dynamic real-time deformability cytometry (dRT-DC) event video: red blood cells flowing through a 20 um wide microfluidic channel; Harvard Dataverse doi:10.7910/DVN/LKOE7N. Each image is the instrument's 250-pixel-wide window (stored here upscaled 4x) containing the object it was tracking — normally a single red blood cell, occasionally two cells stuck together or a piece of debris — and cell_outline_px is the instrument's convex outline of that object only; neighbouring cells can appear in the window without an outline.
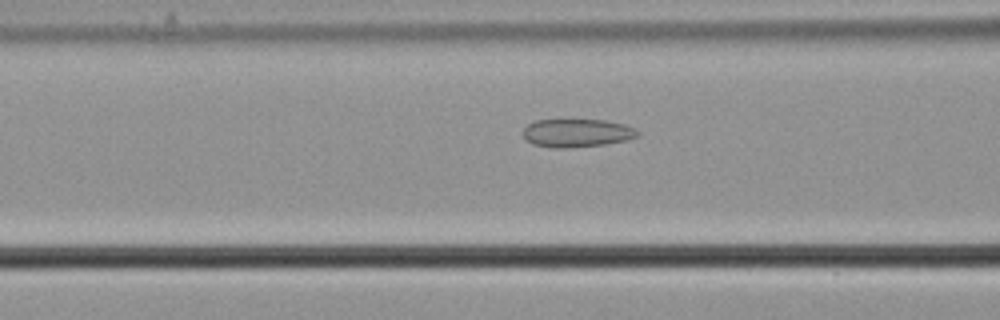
{"species": "common noctule bat (a hibernating species)", "species_latin": "Nyctalus noctula", "temperature_condition": "cold", "stored_images_in_passage": 33, "camera_frame_rate_fps": 3000, "um_per_image_px": 0.085, "animal": {"sex": "male", "body_mass_g": 21.5, "forearm_length_mm": 52.0}, "frame": {"image": 1, "passage_image": 9, "time_ms": 2.667, "image_size_px": [1000, 320], "cell_outline_px": [[640, 136], [628, 140], [604, 144], [564, 148], [552, 148], [532, 144], [524, 140], [524, 128], [528, 124], [536, 120], [608, 120], [624, 124], [636, 128], [640, 132]], "centroid_in_image_um": [49.07, 11.3], "position_along_channel_um": 117.5, "area_um2": 19.02}}
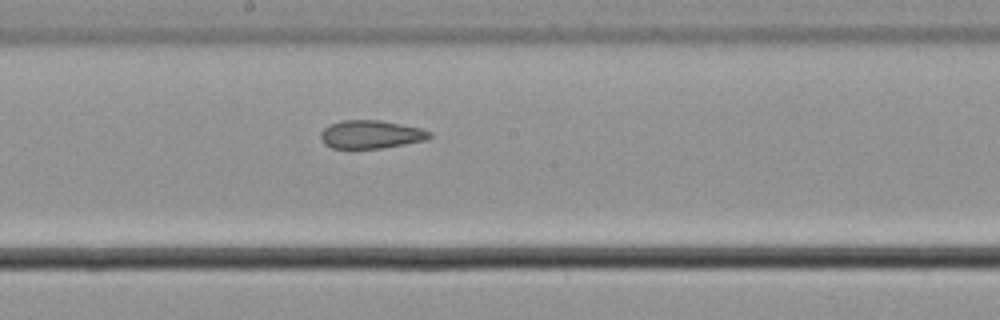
{"frame": {"image": 2, "passage_image": 17, "time_ms": 5.333, "image_size_px": [1000, 320], "cell_outline_px": [[432, 136], [428, 140], [384, 148], [332, 148], [324, 144], [320, 140], [320, 132], [328, 124], [340, 120], [380, 120], [420, 128], [432, 132]], "centroid_in_image_um": [31.51, 11.42], "position_along_channel_um": 216.7, "area_um2": 18.15}}
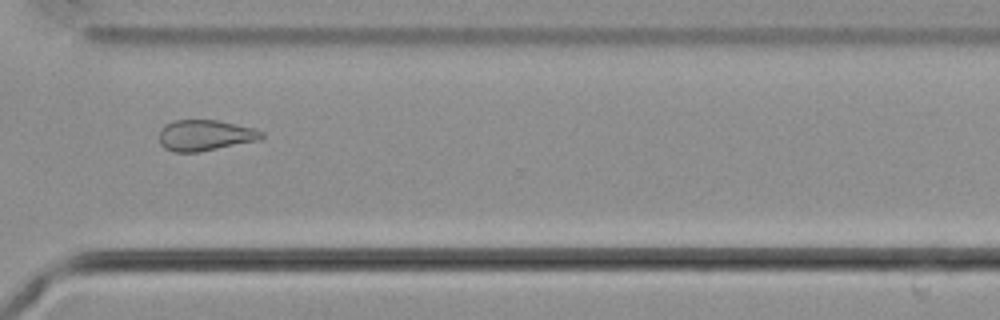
{"frame": {"image": 3, "passage_image": 28, "time_ms": 9.0, "image_size_px": [1000, 320], "cell_outline_px": [[264, 136], [260, 140], [200, 152], [172, 152], [164, 148], [160, 144], [160, 128], [164, 124], [172, 120], [216, 120], [256, 128], [264, 132]], "centroid_in_image_um": [17.44, 11.5], "position_along_channel_um": 353.2, "area_um2": 18.73}, "authors_computed_cell_mechanics": {"area_um2": 18.6116, "velocity_mm_per_s": 3.7182, "shape_relaxation_time_tau1_ms": null, "shape_relaxation_time_tau2_ms": 4.398, "deformation_change_tau1": null, "deformation_change_tau2": 0.1097}}